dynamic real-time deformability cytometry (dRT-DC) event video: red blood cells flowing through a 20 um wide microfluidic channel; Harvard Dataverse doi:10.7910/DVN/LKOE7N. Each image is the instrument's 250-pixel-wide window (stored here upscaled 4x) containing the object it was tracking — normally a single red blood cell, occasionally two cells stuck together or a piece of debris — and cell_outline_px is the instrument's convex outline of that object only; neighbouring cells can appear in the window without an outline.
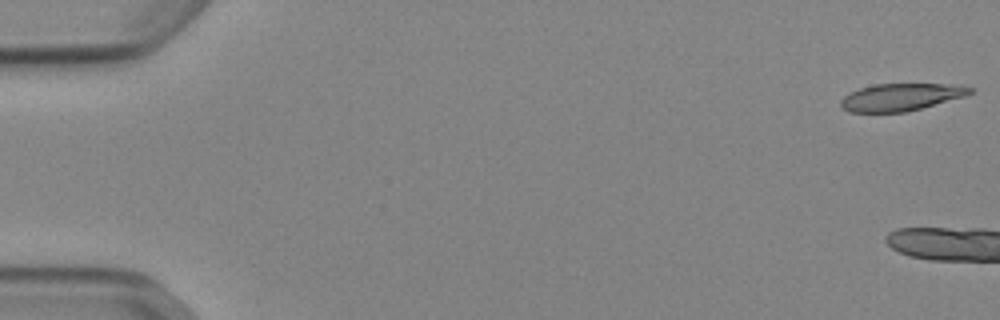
{"species": "Egyptian fruit bat (a non-hibernating species)", "species_latin": "Rousettus aegyptiacus", "temperature_condition": "cold", "stored_images_in_passage": 5, "camera_frame_rate_fps": 3000, "um_per_image_px": 0.085, "animal": {"sex": "female"}, "frame": {"image": 1, "passage_image": 1, "time_ms": 0.0, "image_size_px": [1000, 320], "cell_outline_px": [[972, 92], [964, 96], [920, 108], [904, 112], [848, 112], [840, 104], [840, 100], [844, 96], [860, 88], [876, 84], [944, 84], [972, 88]], "centroid_in_image_um": [76.51, 8.26], "position_along_channel_um": 8.5, "area_um2": 20.06}}